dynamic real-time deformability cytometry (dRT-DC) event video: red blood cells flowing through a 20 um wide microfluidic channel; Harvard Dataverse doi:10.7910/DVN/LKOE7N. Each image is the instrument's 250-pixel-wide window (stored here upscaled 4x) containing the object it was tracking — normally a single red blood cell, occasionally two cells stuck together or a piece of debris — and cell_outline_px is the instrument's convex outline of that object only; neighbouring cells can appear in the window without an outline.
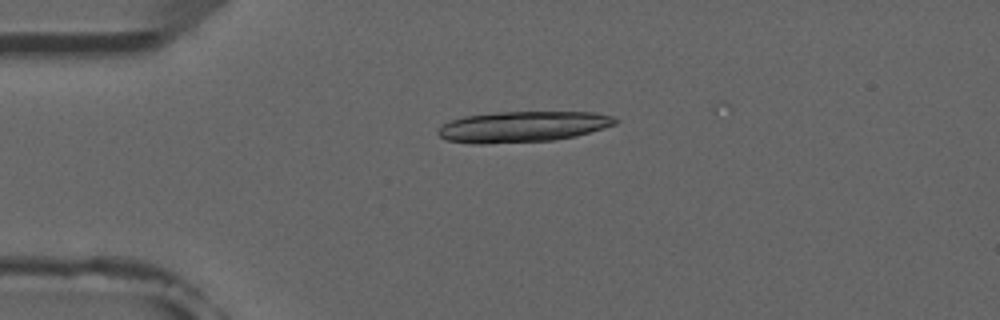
{"species": "common noctule bat (a hibernating species)", "species_latin": "Nyctalus noctula", "temperature_condition": "room temperature", "stored_images_in_passage": 5, "camera_frame_rate_fps": 3000, "um_per_image_px": 0.085, "animal": {"sex": "male", "forearm_length_mm": 52.5}, "frame": {"image": 1, "passage_image": 4, "time_ms": 3.667, "image_size_px": [1000, 320], "cell_outline_px": [[620, 120], [616, 124], [604, 128], [576, 136], [556, 140], [480, 144], [472, 144], [448, 140], [440, 136], [436, 132], [444, 124], [452, 120], [464, 116], [496, 112], [596, 112], [612, 116]], "centroid_in_image_um": [44.47, 10.77], "position_along_channel_um": 40.5, "area_um2": 31.91}}